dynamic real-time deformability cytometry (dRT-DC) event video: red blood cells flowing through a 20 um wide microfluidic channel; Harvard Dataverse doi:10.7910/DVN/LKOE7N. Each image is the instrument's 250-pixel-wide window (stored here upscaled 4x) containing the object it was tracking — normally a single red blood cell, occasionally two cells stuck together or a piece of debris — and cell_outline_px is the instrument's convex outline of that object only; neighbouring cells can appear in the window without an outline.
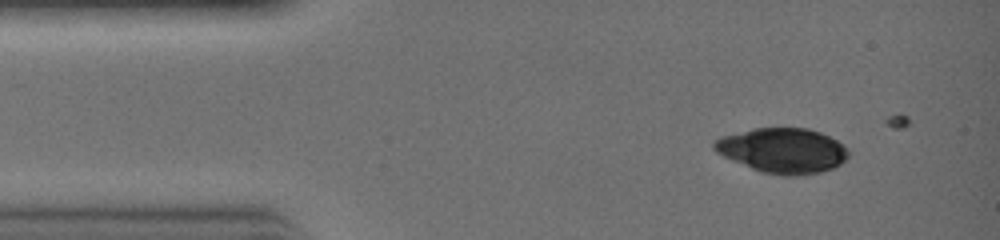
{"species": "common noctule bat (a hibernating species)", "species_latin": "Nyctalus noctula", "temperature_condition": "warm", "stored_images_in_passage": 2, "camera_frame_rate_fps": 3000, "um_per_image_px": 0.085, "animal": {"sex": "female", "body_mass_g": 19.0, "forearm_length_mm": 51.5}, "frame": {"image": 1, "passage_image": 1, "time_ms": 0.0, "image_size_px": [1000, 240], "cell_outline_px": [[848, 156], [840, 164], [832, 168], [820, 172], [792, 176], [784, 176], [760, 172], [732, 160], [716, 152], [712, 148], [712, 140], [720, 136], [756, 128], [808, 128], [820, 132], [844, 144], [848, 148]], "centroid_in_image_um": [66.5, 12.79], "position_along_channel_um": 18.5, "area_um2": 35.26}}